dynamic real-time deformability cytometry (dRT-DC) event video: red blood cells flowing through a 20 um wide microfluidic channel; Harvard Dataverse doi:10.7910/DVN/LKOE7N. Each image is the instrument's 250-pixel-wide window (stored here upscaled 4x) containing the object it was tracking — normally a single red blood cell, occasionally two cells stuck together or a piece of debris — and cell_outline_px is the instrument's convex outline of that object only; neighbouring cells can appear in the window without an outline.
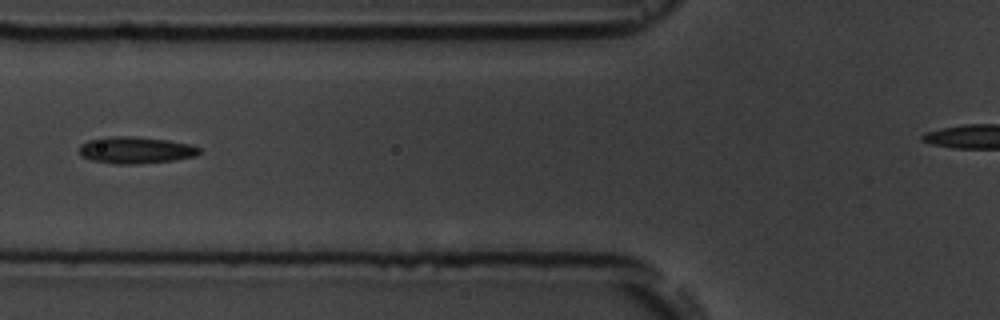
{"species": "common noctule bat (a hibernating species)", "species_latin": "Nyctalus noctula", "temperature_condition": "room temperature", "stored_images_in_passage": 2, "camera_frame_rate_fps": 3000, "um_per_image_px": 0.085, "animal": {"sex": "male", "body_mass_g": 19.5, "forearm_length_mm": 54.6}, "frame": {"image": 1, "passage_image": 2, "time_ms": 1.0, "image_size_px": [1000, 320], "cell_outline_px": [[200, 152], [196, 156], [172, 160], [140, 164], [112, 164], [92, 160], [80, 156], [80, 144], [88, 140], [104, 136], [132, 136], [168, 140], [188, 144], [200, 148]], "centroid_in_image_um": [11.48, 12.76], "position_along_channel_um": 114.3, "area_um2": 18.84}}